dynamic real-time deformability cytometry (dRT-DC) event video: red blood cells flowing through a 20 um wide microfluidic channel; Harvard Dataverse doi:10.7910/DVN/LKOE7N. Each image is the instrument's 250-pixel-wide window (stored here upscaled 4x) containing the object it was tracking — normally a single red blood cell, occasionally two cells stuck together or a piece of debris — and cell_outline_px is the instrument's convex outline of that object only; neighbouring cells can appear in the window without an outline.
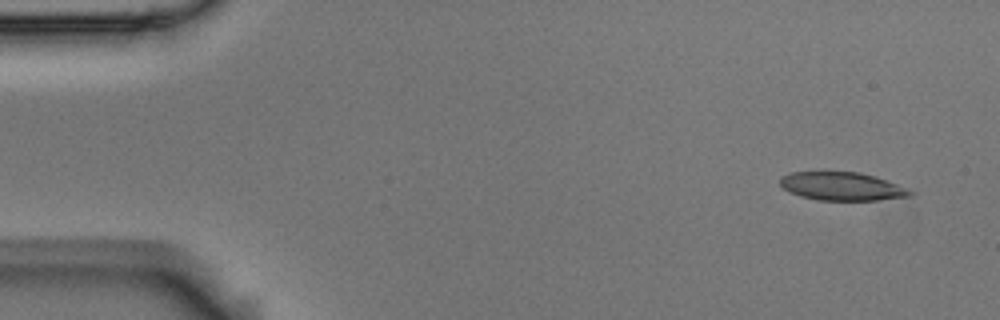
{"species": "Egyptian fruit bat (a non-hibernating species)", "species_latin": "Rousettus aegyptiacus", "temperature_condition": "room temperature", "stored_images_in_passage": 4, "segment_of_instrument_passage": [1, 2], "camera_frame_rate_fps": 3000, "um_per_image_px": 0.085, "animal": {"sex": "male"}, "frame": {"image": 1, "passage_image": 1, "time_ms": 0.0, "image_size_px": [1000, 320], "cell_outline_px": [[916, 192], [912, 196], [876, 200], [816, 200], [800, 196], [788, 192], [780, 184], [780, 176], [788, 172], [860, 172], [876, 176], [888, 180], [908, 188]], "centroid_in_image_um": [71.58, 15.83], "position_along_channel_um": 13.4, "area_um2": 21.73}}